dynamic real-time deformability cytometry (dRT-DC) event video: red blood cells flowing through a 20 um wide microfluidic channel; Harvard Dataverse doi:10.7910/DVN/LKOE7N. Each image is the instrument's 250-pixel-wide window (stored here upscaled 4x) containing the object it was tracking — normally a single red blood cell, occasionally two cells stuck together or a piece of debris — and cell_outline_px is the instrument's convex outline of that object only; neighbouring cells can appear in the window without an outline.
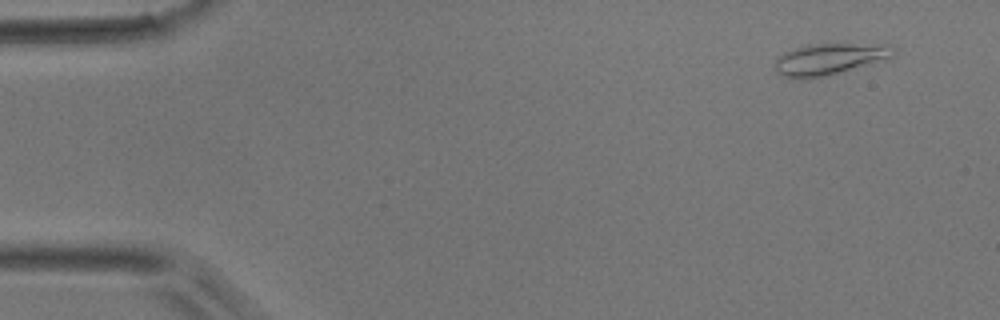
{"species": "common noctule bat (a hibernating species)", "species_latin": "Nyctalus noctula", "temperature_condition": "room temperature", "stored_images_in_passage": 48, "camera_frame_rate_fps": 3000, "um_per_image_px": 0.085, "animal": {"sex": "male", "body_mass_g": 17.9}, "frame": {"image": 1, "passage_image": 1, "time_ms": 0.0, "image_size_px": [1000, 320], "cell_outline_px": [[896, 48], [892, 56], [828, 76], [784, 76], [776, 72], [776, 56], [784, 52], [808, 44], [892, 44]], "centroid_in_image_um": [70.52, 4.97], "position_along_channel_um": 14.5, "area_um2": 20.98}}
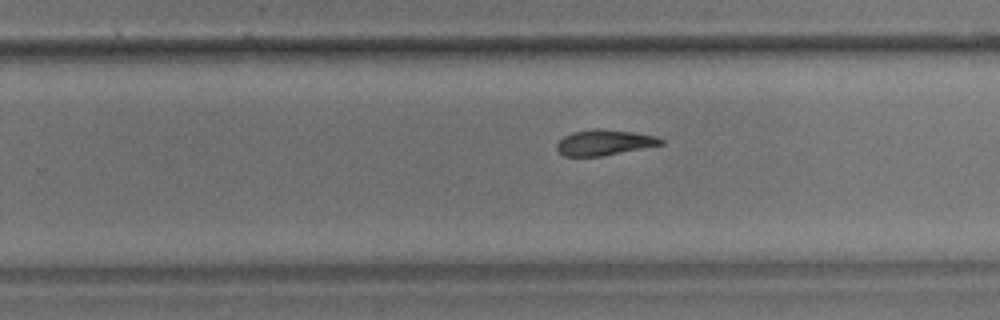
{"frame": {"image": 2, "passage_image": 29, "time_ms": 9.333, "image_size_px": [1000, 320], "cell_outline_px": [[664, 144], [600, 156], [564, 156], [556, 148], [556, 144], [564, 136], [572, 132], [592, 128], [600, 128], [636, 132], [652, 136], [664, 140]], "centroid_in_image_um": [51.34, 12.09], "position_along_channel_um": 278.5, "area_um2": 15.43}}
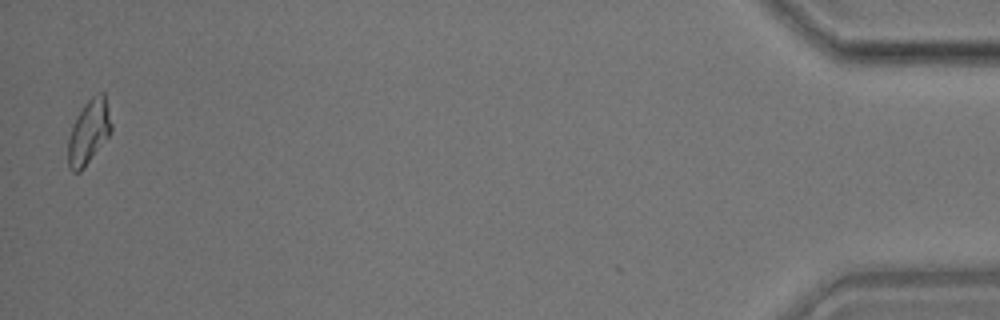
{"frame": {"image": 3, "passage_image": 47, "time_ms": 15.333, "image_size_px": [1000, 320], "cell_outline_px": [[112, 132], [84, 168], [80, 172], [72, 172], [68, 168], [68, 140], [72, 124], [76, 116], [84, 104], [92, 96], [100, 92], [104, 92], [112, 124]], "centroid_in_image_um": [7.54, 11.23], "position_along_channel_um": 427.7, "area_um2": 16.36}}